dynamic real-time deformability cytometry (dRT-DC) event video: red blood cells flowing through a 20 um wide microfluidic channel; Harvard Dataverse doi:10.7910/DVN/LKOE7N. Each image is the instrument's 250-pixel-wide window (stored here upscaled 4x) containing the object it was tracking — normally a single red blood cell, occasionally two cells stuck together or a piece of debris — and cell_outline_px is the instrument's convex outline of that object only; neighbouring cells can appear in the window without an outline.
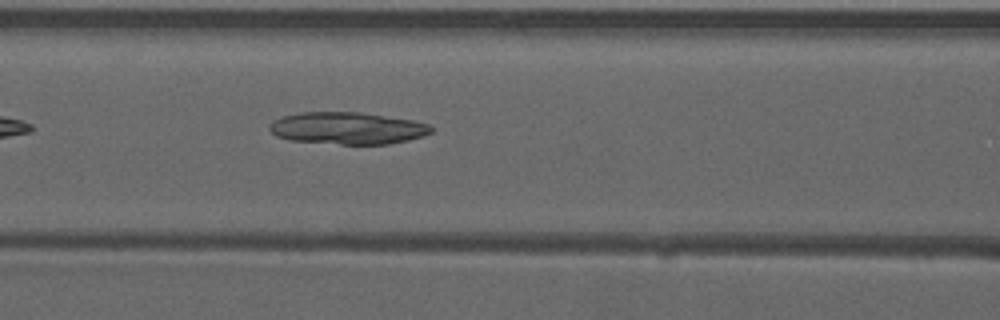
{"species": "common noctule bat (a hibernating species)", "species_latin": "Nyctalus noctula", "temperature_condition": "warm", "stored_images_in_passage": 7, "camera_frame_rate_fps": 3000, "um_per_image_px": 0.085, "animal": {"sex": "male", "forearm_length_mm": 52.5}, "frame": {"image": 1, "passage_image": 7, "time_ms": 2.0, "image_size_px": [1000, 320], "cell_outline_px": [[432, 132], [424, 136], [408, 140], [388, 144], [340, 144], [292, 140], [276, 136], [268, 128], [276, 120], [284, 116], [300, 112], [360, 112], [412, 120], [428, 124], [432, 128]], "centroid_in_image_um": [29.57, 10.9], "position_along_channel_um": 137.0, "area_um2": 29.94}}